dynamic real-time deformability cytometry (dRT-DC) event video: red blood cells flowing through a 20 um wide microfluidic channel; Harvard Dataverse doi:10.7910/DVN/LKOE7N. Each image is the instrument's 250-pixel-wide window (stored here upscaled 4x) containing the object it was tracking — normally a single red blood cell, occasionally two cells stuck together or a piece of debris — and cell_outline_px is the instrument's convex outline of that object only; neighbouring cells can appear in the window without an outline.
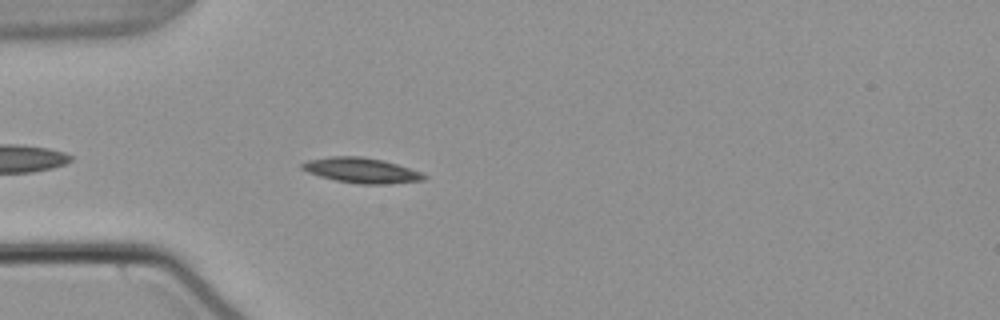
{"species": "common noctule bat (a hibernating species)", "species_latin": "Nyctalus noctula", "temperature_condition": "warm", "stored_images_in_passage": 11, "camera_frame_rate_fps": 3000, "um_per_image_px": 0.085, "animal": {"sex": "male", "body_mass_g": 21.5, "forearm_length_mm": 52.0}, "frame": {"image": 1, "passage_image": 4, "time_ms": 1.0, "image_size_px": [1000, 320], "cell_outline_px": [[428, 176], [424, 180], [384, 184], [360, 184], [336, 180], [320, 176], [308, 172], [300, 168], [300, 164], [308, 160], [332, 156], [364, 156], [384, 160], [420, 172]], "centroid_in_image_um": [30.7, 14.47], "position_along_channel_um": 54.3, "area_um2": 17.8}}